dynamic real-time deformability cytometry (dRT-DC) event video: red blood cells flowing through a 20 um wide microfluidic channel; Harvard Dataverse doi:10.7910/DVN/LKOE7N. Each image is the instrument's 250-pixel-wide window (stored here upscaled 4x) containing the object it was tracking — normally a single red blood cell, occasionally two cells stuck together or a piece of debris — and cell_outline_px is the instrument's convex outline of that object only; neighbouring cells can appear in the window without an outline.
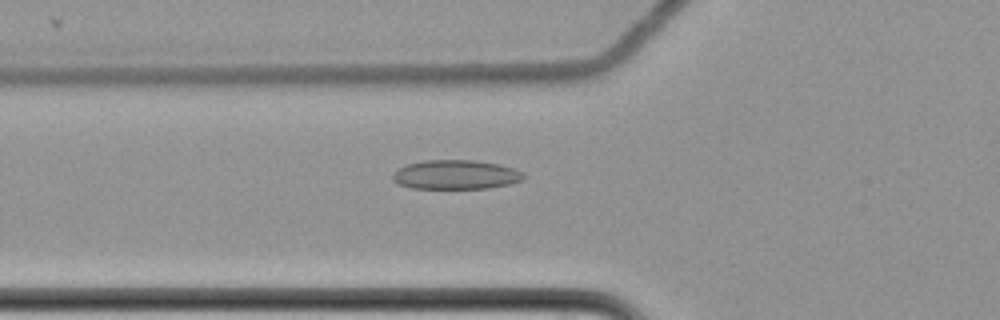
{"species": "common noctule bat (a hibernating species)", "species_latin": "Nyctalus noctula", "temperature_condition": "cold", "stored_images_in_passage": 53, "camera_frame_rate_fps": 3000, "um_per_image_px": 0.085, "animal": {"sex": "female", "body_mass_g": 22.7, "forearm_length_mm": 54.2}, "frame": {"image": 1, "passage_image": 16, "time_ms": 5.0, "image_size_px": [1000, 320], "cell_outline_px": [[524, 180], [508, 184], [488, 188], [412, 188], [396, 184], [392, 180], [392, 176], [400, 168], [408, 164], [424, 160], [476, 160], [500, 164], [524, 172]], "centroid_in_image_um": [38.75, 14.84], "position_along_channel_um": 87.0, "area_um2": 22.31}}
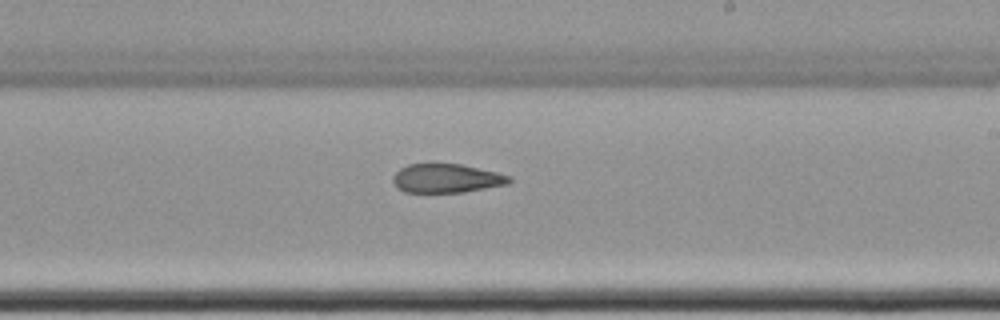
{"frame": {"image": 2, "passage_image": 30, "time_ms": 9.667, "image_size_px": [1000, 320], "cell_outline_px": [[512, 180], [508, 184], [464, 192], [404, 192], [396, 188], [392, 180], [392, 176], [400, 168], [408, 164], [432, 160], [460, 164], [496, 172], [512, 176]], "centroid_in_image_um": [37.89, 15.11], "position_along_channel_um": 251.1, "area_um2": 20.35}}
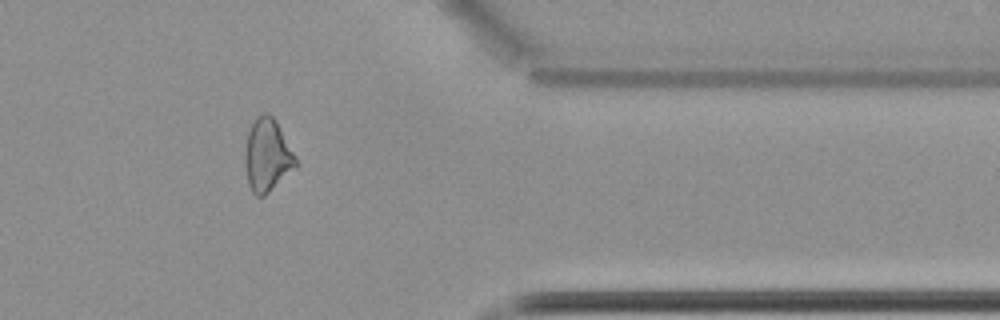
{"frame": {"image": 3, "passage_image": 43, "time_ms": 14.0, "image_size_px": [1000, 320], "cell_outline_px": [[296, 168], [264, 196], [256, 196], [252, 192], [248, 184], [244, 164], [244, 152], [248, 132], [256, 116], [264, 112], [268, 112], [276, 120], [296, 156]], "centroid_in_image_um": [22.7, 13.19], "position_along_channel_um": 388.7, "area_um2": 21.73}, "authors_computed_cell_mechanics": {"area_um2": 21.7906, "velocity_mm_per_s": 3.5146, "shape_relaxation_time_tau1_ms": null, "shape_relaxation_time_tau2_ms": 5.2232, "deformation_change_tau1": null, "deformation_change_tau2": 0.1374}}